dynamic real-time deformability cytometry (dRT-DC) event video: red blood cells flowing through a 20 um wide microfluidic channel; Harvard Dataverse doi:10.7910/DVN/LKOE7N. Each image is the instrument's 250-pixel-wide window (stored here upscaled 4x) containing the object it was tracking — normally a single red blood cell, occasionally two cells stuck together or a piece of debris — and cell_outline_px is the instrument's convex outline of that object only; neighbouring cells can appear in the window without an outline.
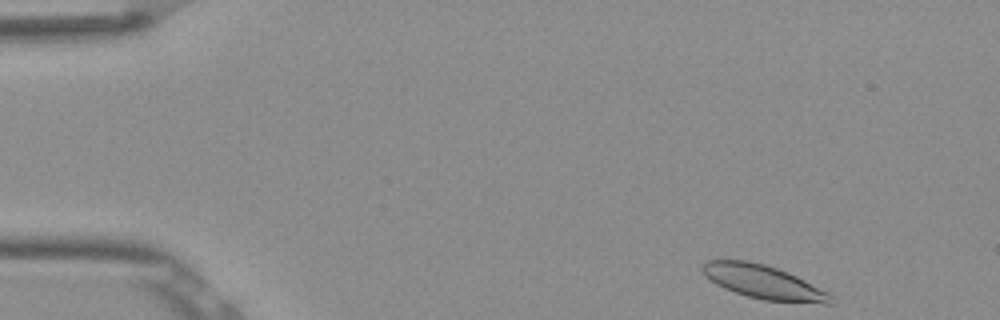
{"species": "Egyptian fruit bat (a non-hibernating species)", "species_latin": "Rousettus aegyptiacus", "temperature_condition": "room temperature", "stored_images_in_passage": 48, "camera_frame_rate_fps": 3000, "um_per_image_px": 0.085, "frame": {"image": 1, "passage_image": 1, "time_ms": 0.0, "image_size_px": [1000, 320], "cell_outline_px": [[836, 296], [832, 304], [824, 304], [764, 300], [748, 296], [724, 288], [716, 284], [704, 276], [700, 268], [708, 260], [748, 260], [764, 264], [788, 272]], "centroid_in_image_um": [64.92, 23.98], "position_along_channel_um": 20.1, "area_um2": 25.26}}
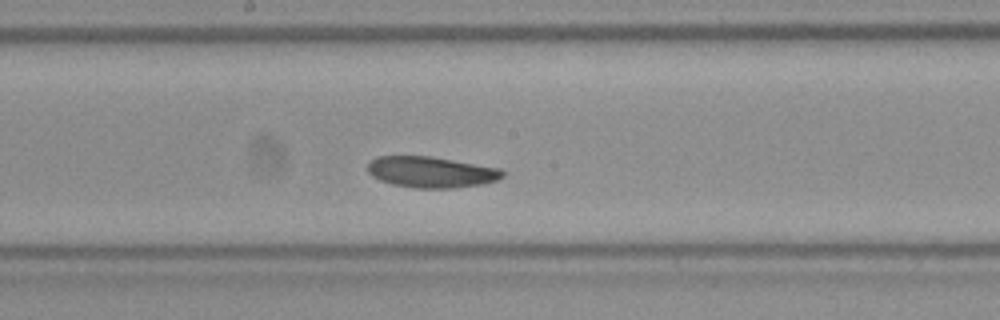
{"frame": {"image": 2, "passage_image": 24, "time_ms": 7.667, "image_size_px": [1000, 320], "cell_outline_px": [[504, 176], [496, 180], [484, 184], [452, 188], [416, 188], [392, 184], [380, 180], [372, 176], [368, 172], [368, 164], [376, 156], [432, 156], [500, 168], [504, 172]], "centroid_in_image_um": [36.66, 14.62], "position_along_channel_um": 211.5, "area_um2": 24.45}}
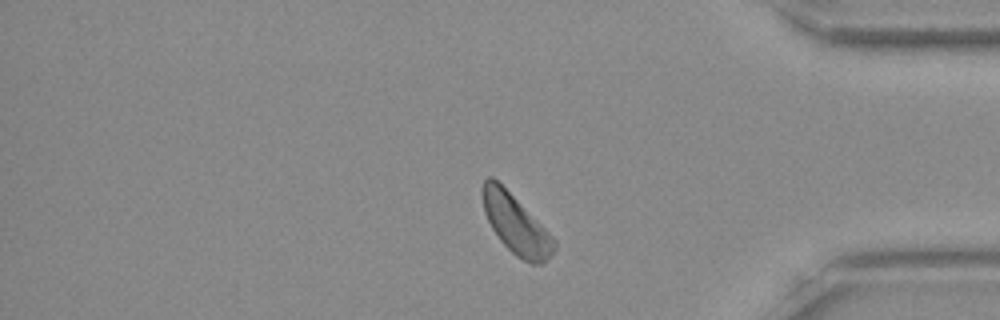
{"frame": {"image": 3, "passage_image": 40, "time_ms": 13.0, "image_size_px": [1000, 320], "cell_outline_px": [[556, 248], [540, 264], [532, 264], [516, 256], [500, 240], [492, 228], [484, 212], [480, 192], [484, 180], [488, 176], [492, 176], [556, 240]], "centroid_in_image_um": [43.8, 19.06], "position_along_channel_um": 391.4, "area_um2": 23.87}}